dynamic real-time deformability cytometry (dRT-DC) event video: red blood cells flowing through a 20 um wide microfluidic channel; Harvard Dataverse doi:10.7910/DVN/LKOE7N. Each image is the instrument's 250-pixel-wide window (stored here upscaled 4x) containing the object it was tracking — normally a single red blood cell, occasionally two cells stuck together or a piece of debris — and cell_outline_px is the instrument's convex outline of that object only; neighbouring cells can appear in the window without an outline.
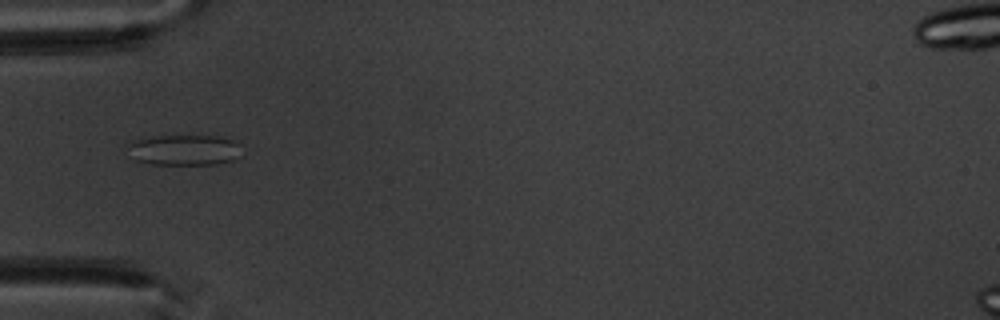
{"species": "common noctule bat (a hibernating species)", "species_latin": "Nyctalus noctula", "temperature_condition": "warm", "stored_images_in_passage": 8, "camera_frame_rate_fps": 3000, "um_per_image_px": 0.085, "animal": {"sex": "male", "body_mass_g": 20.1, "forearm_length_mm": 53.5}, "frame": {"image": 1, "passage_image": 5, "time_ms": 4.667, "image_size_px": [1000, 320], "cell_outline_px": [[240, 156], [232, 160], [220, 164], [152, 164], [136, 160], [124, 148], [124, 144], [132, 140], [152, 136], [220, 136], [236, 140], [240, 144]], "centroid_in_image_um": [15.63, 12.73], "position_along_channel_um": 69.4, "area_um2": 20.81}}
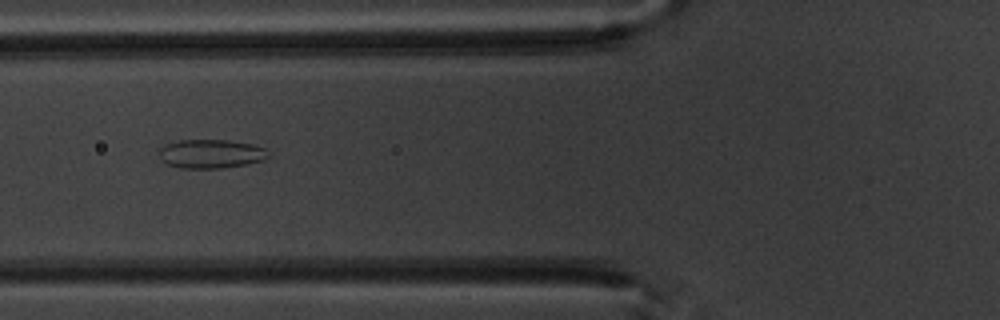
{"frame": {"image": 2, "passage_image": 6, "time_ms": 5.667, "image_size_px": [1000, 320], "cell_outline_px": [[268, 156], [264, 160], [248, 164], [220, 168], [180, 168], [168, 164], [160, 160], [156, 152], [164, 144], [180, 140], [228, 140], [252, 144], [268, 148]], "centroid_in_image_um": [17.9, 13.07], "position_along_channel_um": 107.9, "area_um2": 18.67}}
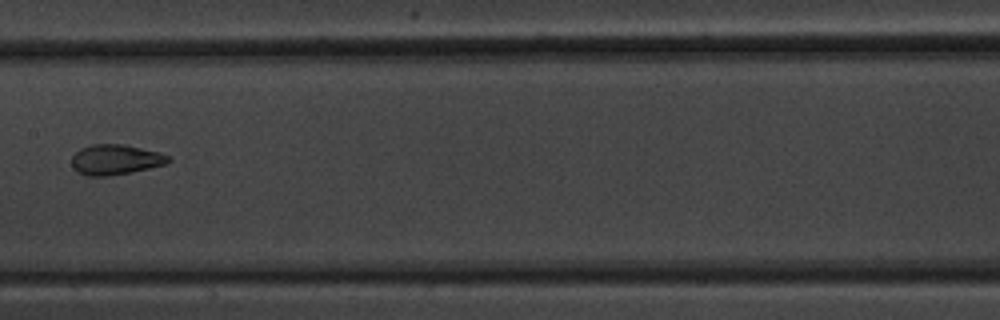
{"frame": {"image": 3, "passage_image": 8, "time_ms": 8.0, "image_size_px": [1000, 320], "cell_outline_px": [[172, 160], [168, 164], [108, 176], [88, 176], [76, 172], [72, 168], [72, 156], [80, 148], [88, 144], [124, 144], [160, 152], [168, 156]], "centroid_in_image_um": [9.79, 13.56], "position_along_channel_um": 197.6, "area_um2": 17.17}}